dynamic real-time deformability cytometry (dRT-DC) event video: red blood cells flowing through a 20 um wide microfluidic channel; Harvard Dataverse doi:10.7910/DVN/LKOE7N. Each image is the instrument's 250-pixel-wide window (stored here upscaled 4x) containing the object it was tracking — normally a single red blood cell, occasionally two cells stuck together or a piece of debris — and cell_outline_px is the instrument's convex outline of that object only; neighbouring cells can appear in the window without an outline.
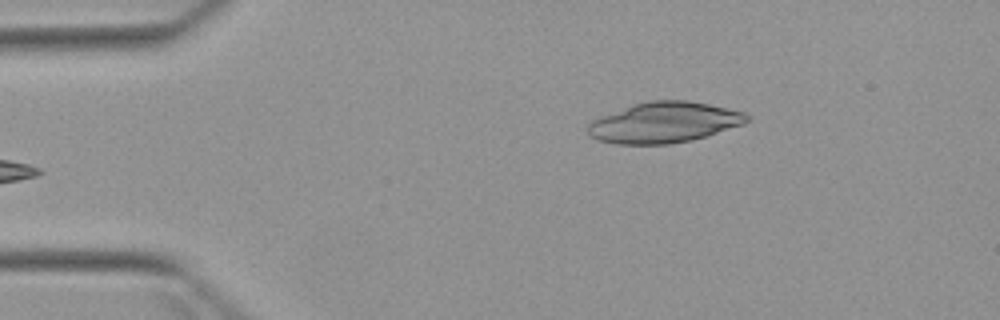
{"species": "Egyptian fruit bat (a non-hibernating species)", "species_latin": "Rousettus aegyptiacus", "temperature_condition": "warm", "stored_images_in_passage": 4, "camera_frame_rate_fps": 3000, "um_per_image_px": 0.085, "animal": {"sex": "female"}, "frame": {"image": 1, "passage_image": 4, "time_ms": 4.0, "image_size_px": [1000, 320], "cell_outline_px": [[748, 120], [744, 124], [692, 140], [668, 144], [616, 144], [596, 140], [588, 136], [588, 124], [592, 120], [600, 116], [632, 104], [648, 100], [688, 100], [708, 104], [744, 112], [748, 116]], "centroid_in_image_um": [56.4, 10.41], "position_along_channel_um": 28.6, "area_um2": 37.74}}